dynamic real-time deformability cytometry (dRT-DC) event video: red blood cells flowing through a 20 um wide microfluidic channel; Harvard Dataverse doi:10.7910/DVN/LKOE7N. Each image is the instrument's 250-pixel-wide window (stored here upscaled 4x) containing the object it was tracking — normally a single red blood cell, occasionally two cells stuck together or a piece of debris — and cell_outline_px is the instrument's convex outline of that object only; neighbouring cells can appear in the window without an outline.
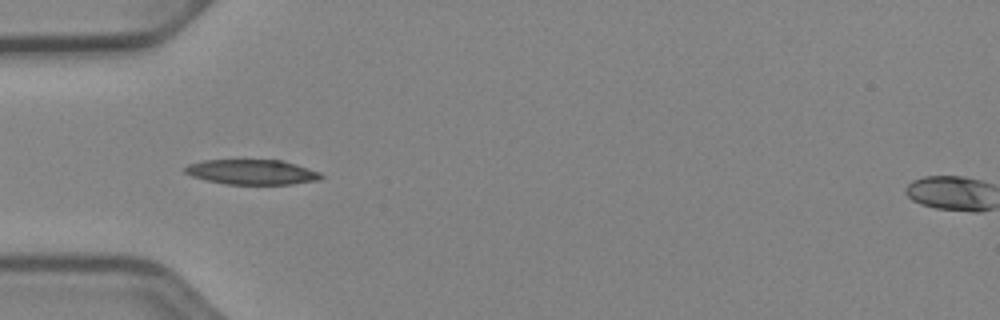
{"species": "Egyptian fruit bat (a non-hibernating species)", "species_latin": "Rousettus aegyptiacus", "temperature_condition": "cold", "stored_images_in_passage": 52, "camera_frame_rate_fps": 3000, "um_per_image_px": 0.085, "animal": {"sex": "female"}, "frame": {"image": 1, "passage_image": 16, "time_ms": 5.0, "image_size_px": [1000, 320], "cell_outline_px": [[324, 176], [320, 180], [292, 184], [228, 184], [208, 180], [192, 176], [184, 172], [184, 168], [188, 164], [204, 160], [280, 160], [320, 172]], "centroid_in_image_um": [21.42, 14.62], "position_along_channel_um": 63.6, "area_um2": 19.59}}
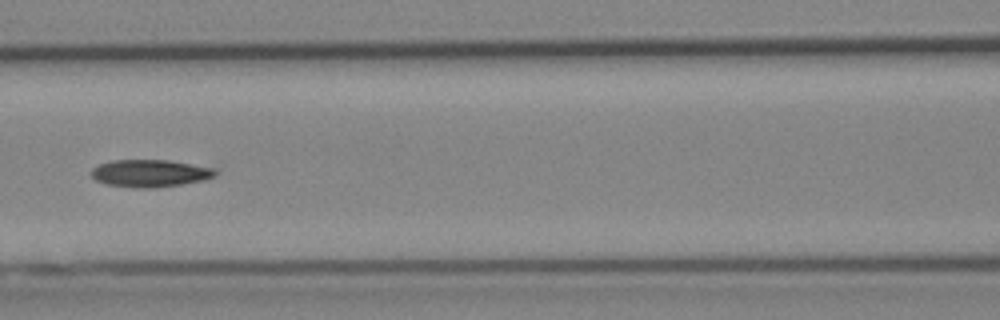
{"frame": {"image": 2, "passage_image": 23, "time_ms": 7.333, "image_size_px": [1000, 320], "cell_outline_px": [[216, 176], [200, 180], [180, 184], [156, 188], [136, 188], [104, 184], [96, 180], [88, 172], [92, 168], [100, 164], [112, 160], [168, 160], [216, 168]], "centroid_in_image_um": [12.71, 14.73], "position_along_channel_um": 153.9, "area_um2": 19.83}}
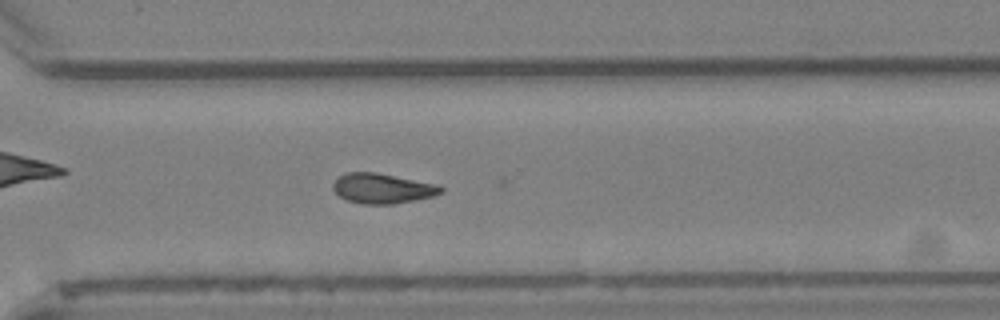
{"frame": {"image": 3, "passage_image": 37, "time_ms": 12.0, "image_size_px": [1000, 320], "cell_outline_px": [[444, 192], [432, 196], [392, 204], [364, 204], [348, 200], [340, 196], [332, 188], [332, 184], [340, 176], [348, 172], [376, 172], [440, 184], [444, 188]], "centroid_in_image_um": [32.54, 16.0], "position_along_channel_um": 338.1, "area_um2": 18.84}, "authors_computed_cell_mechanics": {"area_um2": 19.1318, "velocity_mm_per_s": 3.9561, "shape_relaxation_time_tau1_ms": null, "shape_relaxation_time_tau2_ms": 2.9644, "deformation_change_tau1": null, "deformation_change_tau2": 0.078}}